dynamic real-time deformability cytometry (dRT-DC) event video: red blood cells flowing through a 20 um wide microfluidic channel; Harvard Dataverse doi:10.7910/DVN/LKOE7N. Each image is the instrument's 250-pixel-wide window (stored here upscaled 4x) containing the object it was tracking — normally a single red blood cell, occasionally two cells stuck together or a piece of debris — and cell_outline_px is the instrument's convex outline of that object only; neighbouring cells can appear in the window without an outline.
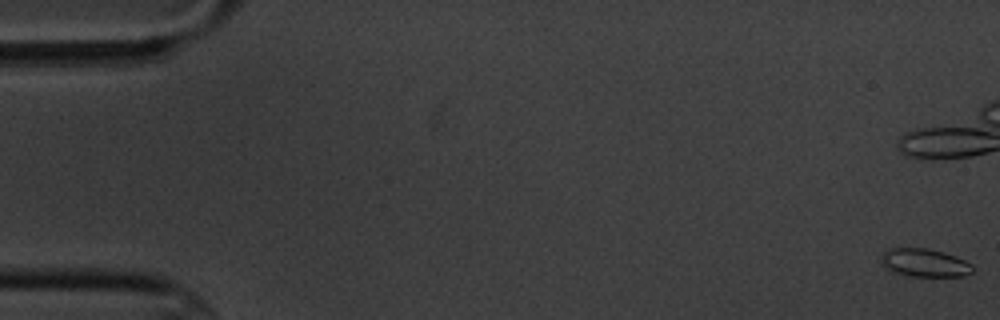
{"species": "common noctule bat (a hibernating species)", "species_latin": "Nyctalus noctula", "temperature_condition": "cold", "stored_images_in_passage": 10, "camera_frame_rate_fps": 3000, "um_per_image_px": 0.085, "animal": {"sex": "male", "body_mass_g": 20.1, "forearm_length_mm": 53.5}, "frame": {"image": 1, "passage_image": 1, "time_ms": 0.0, "image_size_px": [1000, 320], "cell_outline_px": [[972, 272], [964, 276], [908, 276], [892, 272], [884, 268], [880, 264], [880, 256], [884, 252], [892, 248], [928, 248], [944, 252], [956, 256], [972, 264]], "centroid_in_image_um": [78.54, 22.34], "position_along_channel_um": 6.5, "area_um2": 15.2}}